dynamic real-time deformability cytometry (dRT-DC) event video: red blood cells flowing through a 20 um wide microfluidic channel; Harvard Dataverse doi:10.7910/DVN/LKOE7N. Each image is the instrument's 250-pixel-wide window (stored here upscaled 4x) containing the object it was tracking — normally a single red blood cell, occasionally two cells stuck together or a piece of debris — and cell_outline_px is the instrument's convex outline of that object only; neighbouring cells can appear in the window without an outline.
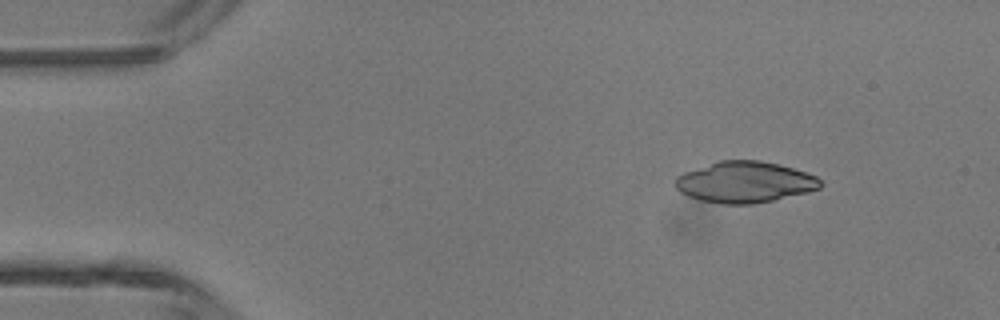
{"species": "common noctule bat (a hibernating species)", "species_latin": "Nyctalus noctula", "temperature_condition": "room temperature", "stored_images_in_passage": 3, "camera_frame_rate_fps": 3000, "um_per_image_px": 0.085, "animal": {"sex": "male", "body_mass_g": 13.3}, "frame": {"image": 1, "passage_image": 1, "time_ms": 0.0, "image_size_px": [1000, 320], "cell_outline_px": [[824, 184], [820, 188], [808, 192], [772, 200], [752, 204], [720, 204], [700, 200], [688, 196], [680, 192], [676, 188], [676, 176], [684, 172], [720, 160], [760, 160], [792, 168], [816, 176]], "centroid_in_image_um": [63.3, 15.48], "position_along_channel_um": 21.7, "area_um2": 34.62}}